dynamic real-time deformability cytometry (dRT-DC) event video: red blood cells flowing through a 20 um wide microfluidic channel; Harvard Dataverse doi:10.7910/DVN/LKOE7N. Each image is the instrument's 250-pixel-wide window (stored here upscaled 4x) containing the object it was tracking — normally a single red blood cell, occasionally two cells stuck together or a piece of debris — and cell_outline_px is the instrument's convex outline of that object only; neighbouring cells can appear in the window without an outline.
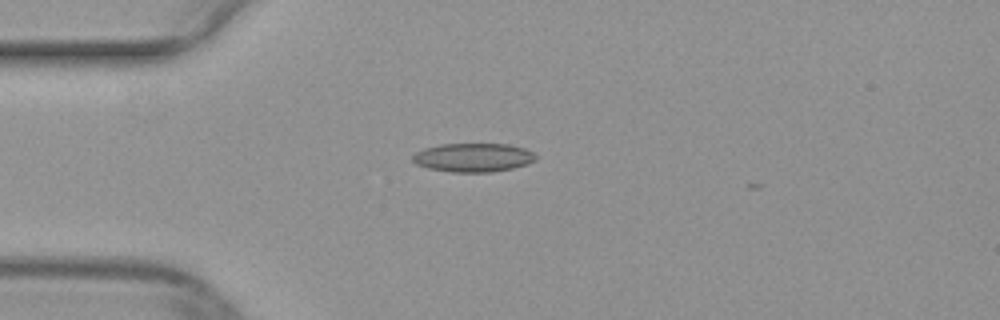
{"species": "common noctule bat (a hibernating species)", "species_latin": "Nyctalus noctula", "temperature_condition": "warm", "stored_images_in_passage": 2, "camera_frame_rate_fps": 3000, "um_per_image_px": 0.085, "animal": {"sex": "female", "body_mass_g": 29.2, "forearm_length_mm": 56.3}, "frame": {"image": 1, "passage_image": 1, "time_ms": 0.0, "image_size_px": [1000, 320], "cell_outline_px": [[536, 160], [528, 164], [512, 168], [492, 172], [452, 172], [428, 168], [416, 164], [412, 160], [412, 156], [416, 152], [424, 148], [440, 144], [508, 144], [524, 148], [532, 152], [536, 156]], "centroid_in_image_um": [40.22, 13.39], "position_along_channel_um": 44.8, "area_um2": 20.63}}